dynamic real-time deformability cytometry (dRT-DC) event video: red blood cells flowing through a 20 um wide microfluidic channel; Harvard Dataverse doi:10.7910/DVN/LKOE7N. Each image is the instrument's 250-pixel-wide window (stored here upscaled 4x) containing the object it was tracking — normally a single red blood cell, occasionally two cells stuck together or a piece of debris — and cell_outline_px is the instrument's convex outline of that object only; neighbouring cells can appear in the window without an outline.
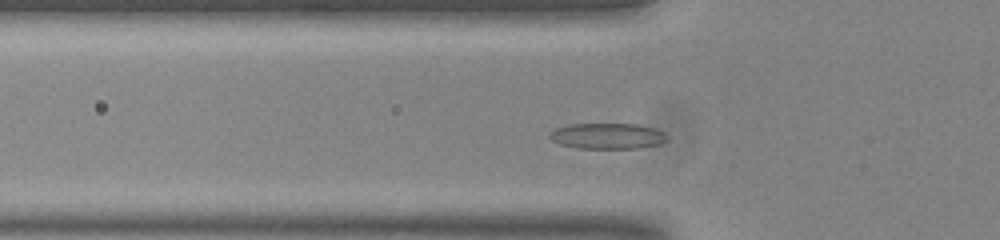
{"species": "common noctule bat (a hibernating species)", "species_latin": "Nyctalus noctula", "temperature_condition": "room temperature", "stored_images_in_passage": 46, "camera_frame_rate_fps": 3000, "um_per_image_px": 0.085, "animal": {"sex": "male", "body_mass_g": 20.0, "forearm_length_mm": 53.3}, "frame": {"image": 1, "passage_image": 10, "time_ms": 3.0, "image_size_px": [1000, 240], "cell_outline_px": [[668, 140], [660, 144], [636, 148], [580, 148], [560, 144], [552, 140], [548, 136], [548, 132], [556, 128], [568, 124], [636, 124], [652, 128], [664, 132], [668, 136]], "centroid_in_image_um": [51.62, 11.56], "position_along_channel_um": 74.2, "area_um2": 17.63}}
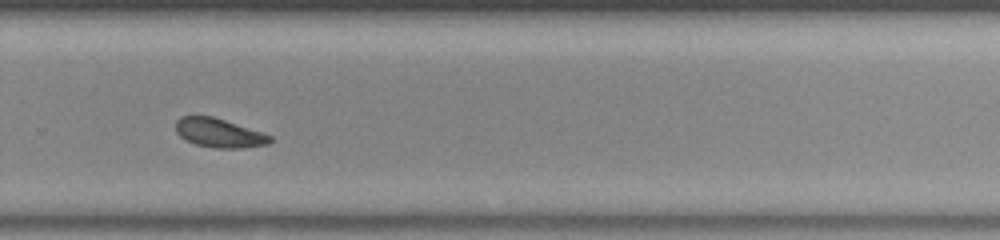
{"frame": {"image": 2, "passage_image": 29, "time_ms": 9.333, "image_size_px": [1000, 240], "cell_outline_px": [[272, 140], [268, 144], [244, 148], [212, 148], [196, 144], [180, 136], [176, 132], [176, 120], [180, 116], [212, 116], [272, 136]], "centroid_in_image_um": [18.6, 11.31], "position_along_channel_um": 311.2, "area_um2": 15.72}}
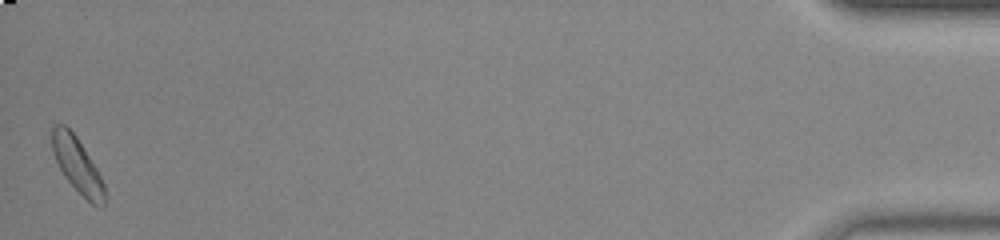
{"frame": {"image": 3, "passage_image": 46, "time_ms": 15.0, "image_size_px": [1000, 240], "cell_outline_px": [[108, 196], [104, 208], [100, 208], [92, 204], [64, 176], [52, 152], [52, 124], [64, 124], [76, 136], [96, 168], [104, 184]], "centroid_in_image_um": [6.61, 14.07], "position_along_channel_um": 428.6, "area_um2": 16.76}, "authors_computed_cell_mechanics": {"area_um2": 16.4152, "velocity_mm_per_s": 3.7419, "shape_relaxation_time_tau1_ms": 2.7247, "shape_relaxation_time_tau2_ms": 6.7428, "deformation_change_tau1": 0.0978, "deformation_change_tau2": 0.1169}}